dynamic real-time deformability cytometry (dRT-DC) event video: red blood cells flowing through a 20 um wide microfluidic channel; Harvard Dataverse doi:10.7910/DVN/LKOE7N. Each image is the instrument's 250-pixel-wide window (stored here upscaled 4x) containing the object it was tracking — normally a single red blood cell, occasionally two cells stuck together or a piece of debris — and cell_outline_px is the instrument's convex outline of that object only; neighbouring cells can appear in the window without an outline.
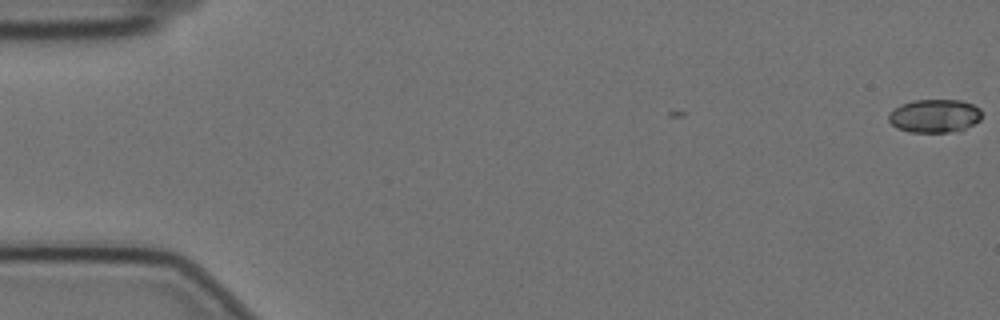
{"species": "Egyptian fruit bat (a non-hibernating species)", "species_latin": "Rousettus aegyptiacus", "temperature_condition": "cold", "stored_images_in_passage": 2, "camera_frame_rate_fps": 3000, "um_per_image_px": 0.085, "animal": {"sex": "female"}, "frame": {"image": 1, "passage_image": 2, "time_ms": 0.333, "image_size_px": [1000, 320], "cell_outline_px": [[980, 120], [960, 132], [908, 132], [896, 128], [888, 120], [888, 116], [900, 104], [912, 100], [960, 100], [972, 104], [980, 108]], "centroid_in_image_um": [79.45, 9.86], "position_along_channel_um": 5.6, "area_um2": 18.21}}